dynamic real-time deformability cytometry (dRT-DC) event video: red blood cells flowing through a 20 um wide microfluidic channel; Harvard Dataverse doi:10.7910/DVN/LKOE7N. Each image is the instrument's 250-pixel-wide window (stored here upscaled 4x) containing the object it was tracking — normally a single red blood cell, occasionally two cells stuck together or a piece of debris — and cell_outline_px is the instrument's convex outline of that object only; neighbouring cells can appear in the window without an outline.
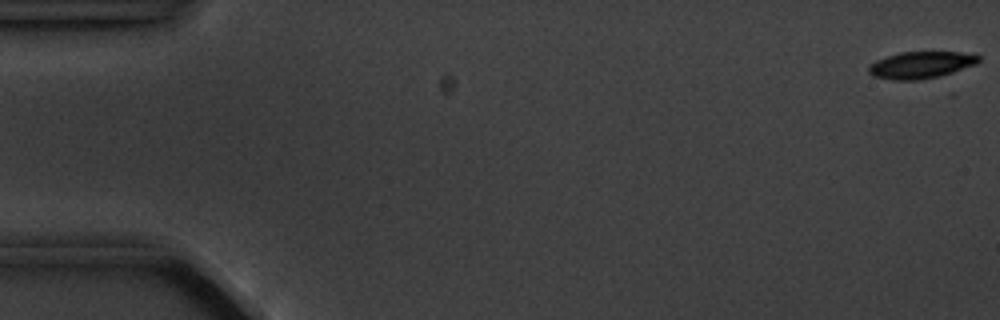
{"species": "common noctule bat (a hibernating species)", "species_latin": "Nyctalus noctula", "temperature_condition": "cold", "stored_images_in_passage": 7, "camera_frame_rate_fps": 3000, "um_per_image_px": 0.085, "animal": {"sex": "male", "body_mass_g": 20.1, "forearm_length_mm": 53.5}, "frame": {"image": 1, "passage_image": 1, "time_ms": 0.0, "image_size_px": [1000, 320], "cell_outline_px": [[980, 60], [976, 64], [940, 76], [920, 80], [896, 80], [872, 76], [868, 72], [868, 64], [876, 60], [900, 52], [976, 52], [980, 56]], "centroid_in_image_um": [78.3, 5.51], "position_along_channel_um": 6.7, "area_um2": 17.4}}